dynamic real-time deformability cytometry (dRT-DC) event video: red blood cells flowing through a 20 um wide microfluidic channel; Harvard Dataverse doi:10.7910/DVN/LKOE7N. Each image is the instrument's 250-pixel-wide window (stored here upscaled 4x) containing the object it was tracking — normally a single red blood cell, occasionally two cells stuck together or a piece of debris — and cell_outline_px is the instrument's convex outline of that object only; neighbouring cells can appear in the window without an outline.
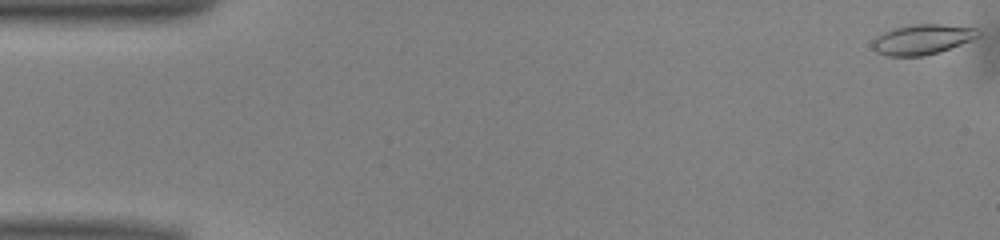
{"species": "common noctule bat (a hibernating species)", "species_latin": "Nyctalus noctula", "temperature_condition": "warm", "stored_images_in_passage": 45, "camera_frame_rate_fps": 3000, "um_per_image_px": 0.085, "animal": {"sex": "male", "body_mass_g": 13.0, "forearm_length_mm": 53.1}, "frame": {"image": 1, "passage_image": 1, "time_ms": 0.0, "image_size_px": [1000, 240], "cell_outline_px": [[980, 36], [972, 40], [940, 52], [924, 56], [888, 56], [876, 52], [872, 48], [872, 40], [876, 36], [892, 28], [912, 24], [944, 24], [976, 28], [980, 32]], "centroid_in_image_um": [78.38, 3.35], "position_along_channel_um": 6.6, "area_um2": 18.79}}
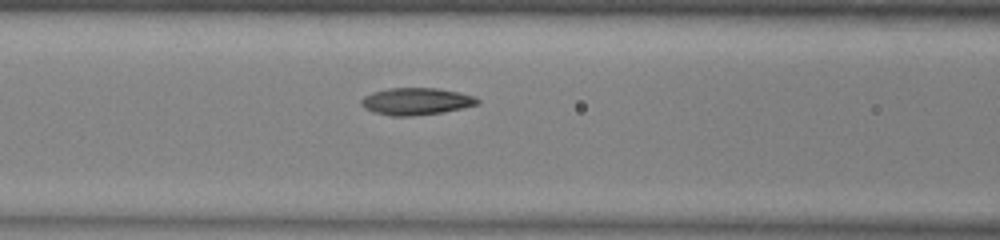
{"frame": {"image": 2, "passage_image": 21, "time_ms": 6.667, "image_size_px": [1000, 240], "cell_outline_px": [[480, 104], [444, 112], [412, 116], [392, 116], [372, 112], [364, 108], [360, 104], [360, 100], [364, 96], [372, 92], [388, 88], [436, 88], [460, 92], [476, 96], [480, 100]], "centroid_in_image_um": [35.38, 8.61], "position_along_channel_um": 131.2, "area_um2": 18.61}}
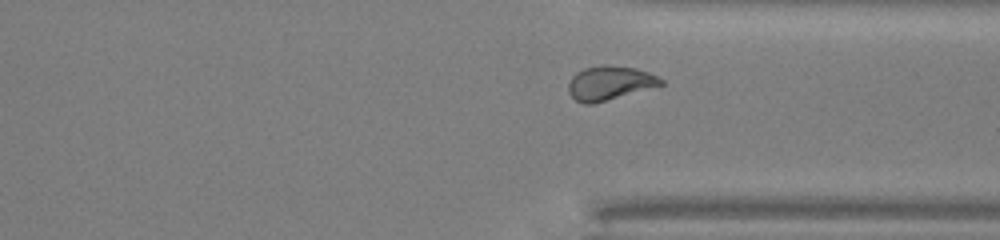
{"frame": {"image": 3, "passage_image": 38, "time_ms": 12.333, "image_size_px": [1000, 240], "cell_outline_px": [[664, 84], [592, 104], [584, 104], [576, 100], [568, 92], [568, 84], [572, 76], [576, 72], [584, 68], [636, 68], [648, 72], [664, 80]], "centroid_in_image_um": [51.8, 7.1], "position_along_channel_um": 359.6, "area_um2": 17.46}, "authors_computed_cell_mechanics": {"area_um2": 18.0914, "velocity_mm_per_s": 4.0265, "shape_relaxation_time_tau1_ms": 4.7788, "shape_relaxation_time_tau2_ms": 1.7186, "deformation_change_tau1": 0.1643, "deformation_change_tau2": 0.0814}}